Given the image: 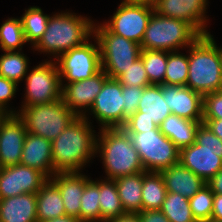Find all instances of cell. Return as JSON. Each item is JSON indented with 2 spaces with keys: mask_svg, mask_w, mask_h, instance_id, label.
<instances>
[{
  "mask_svg": "<svg viewBox=\"0 0 222 222\" xmlns=\"http://www.w3.org/2000/svg\"><path fill=\"white\" fill-rule=\"evenodd\" d=\"M88 114L77 117L52 141L54 173L82 172L96 157V135Z\"/></svg>",
  "mask_w": 222,
  "mask_h": 222,
  "instance_id": "6da1fadb",
  "label": "cell"
},
{
  "mask_svg": "<svg viewBox=\"0 0 222 222\" xmlns=\"http://www.w3.org/2000/svg\"><path fill=\"white\" fill-rule=\"evenodd\" d=\"M93 28L94 22L86 16L69 11L55 13L49 17L47 29L33 49L53 55L55 61L64 52L90 40Z\"/></svg>",
  "mask_w": 222,
  "mask_h": 222,
  "instance_id": "7a4b0ae2",
  "label": "cell"
},
{
  "mask_svg": "<svg viewBox=\"0 0 222 222\" xmlns=\"http://www.w3.org/2000/svg\"><path fill=\"white\" fill-rule=\"evenodd\" d=\"M188 48L186 86L202 96L222 91L220 47L213 35H200Z\"/></svg>",
  "mask_w": 222,
  "mask_h": 222,
  "instance_id": "3957f363",
  "label": "cell"
},
{
  "mask_svg": "<svg viewBox=\"0 0 222 222\" xmlns=\"http://www.w3.org/2000/svg\"><path fill=\"white\" fill-rule=\"evenodd\" d=\"M96 139V155L103 160L106 179L144 172L138 151L129 134L123 128L99 129Z\"/></svg>",
  "mask_w": 222,
  "mask_h": 222,
  "instance_id": "277c9868",
  "label": "cell"
},
{
  "mask_svg": "<svg viewBox=\"0 0 222 222\" xmlns=\"http://www.w3.org/2000/svg\"><path fill=\"white\" fill-rule=\"evenodd\" d=\"M179 163L205 182L222 169V140L200 123L195 143L179 150Z\"/></svg>",
  "mask_w": 222,
  "mask_h": 222,
  "instance_id": "5b68a950",
  "label": "cell"
},
{
  "mask_svg": "<svg viewBox=\"0 0 222 222\" xmlns=\"http://www.w3.org/2000/svg\"><path fill=\"white\" fill-rule=\"evenodd\" d=\"M200 34L186 21L165 17L154 12L151 15L141 50L179 51L187 48Z\"/></svg>",
  "mask_w": 222,
  "mask_h": 222,
  "instance_id": "8992f818",
  "label": "cell"
},
{
  "mask_svg": "<svg viewBox=\"0 0 222 222\" xmlns=\"http://www.w3.org/2000/svg\"><path fill=\"white\" fill-rule=\"evenodd\" d=\"M17 116L24 122L28 133L51 142L78 116L62 101L33 105L19 109Z\"/></svg>",
  "mask_w": 222,
  "mask_h": 222,
  "instance_id": "52a82bcc",
  "label": "cell"
},
{
  "mask_svg": "<svg viewBox=\"0 0 222 222\" xmlns=\"http://www.w3.org/2000/svg\"><path fill=\"white\" fill-rule=\"evenodd\" d=\"M92 38L97 39L102 70L109 78L118 79L125 69L140 58L139 44L111 33L103 24H94Z\"/></svg>",
  "mask_w": 222,
  "mask_h": 222,
  "instance_id": "ba28073f",
  "label": "cell"
},
{
  "mask_svg": "<svg viewBox=\"0 0 222 222\" xmlns=\"http://www.w3.org/2000/svg\"><path fill=\"white\" fill-rule=\"evenodd\" d=\"M128 134L146 172H160L179 163V149L160 130Z\"/></svg>",
  "mask_w": 222,
  "mask_h": 222,
  "instance_id": "9c48e42d",
  "label": "cell"
},
{
  "mask_svg": "<svg viewBox=\"0 0 222 222\" xmlns=\"http://www.w3.org/2000/svg\"><path fill=\"white\" fill-rule=\"evenodd\" d=\"M95 42L93 44L87 40L82 45L64 52L56 59L61 84L65 79V83H72L91 78L102 70L97 39Z\"/></svg>",
  "mask_w": 222,
  "mask_h": 222,
  "instance_id": "30bf717a",
  "label": "cell"
},
{
  "mask_svg": "<svg viewBox=\"0 0 222 222\" xmlns=\"http://www.w3.org/2000/svg\"><path fill=\"white\" fill-rule=\"evenodd\" d=\"M26 74L25 99L20 108L51 103L61 99V78L56 62L48 60Z\"/></svg>",
  "mask_w": 222,
  "mask_h": 222,
  "instance_id": "8fae6325",
  "label": "cell"
},
{
  "mask_svg": "<svg viewBox=\"0 0 222 222\" xmlns=\"http://www.w3.org/2000/svg\"><path fill=\"white\" fill-rule=\"evenodd\" d=\"M153 13V5L122 1L111 20L102 24L111 33L125 37L140 45Z\"/></svg>",
  "mask_w": 222,
  "mask_h": 222,
  "instance_id": "7c38bea8",
  "label": "cell"
},
{
  "mask_svg": "<svg viewBox=\"0 0 222 222\" xmlns=\"http://www.w3.org/2000/svg\"><path fill=\"white\" fill-rule=\"evenodd\" d=\"M124 100L122 85L117 79L108 78L95 98L88 113L98 120L101 129L124 126Z\"/></svg>",
  "mask_w": 222,
  "mask_h": 222,
  "instance_id": "4fadbf2b",
  "label": "cell"
},
{
  "mask_svg": "<svg viewBox=\"0 0 222 222\" xmlns=\"http://www.w3.org/2000/svg\"><path fill=\"white\" fill-rule=\"evenodd\" d=\"M48 178L39 170L21 163L0 168V199L37 193Z\"/></svg>",
  "mask_w": 222,
  "mask_h": 222,
  "instance_id": "5bb4252c",
  "label": "cell"
},
{
  "mask_svg": "<svg viewBox=\"0 0 222 222\" xmlns=\"http://www.w3.org/2000/svg\"><path fill=\"white\" fill-rule=\"evenodd\" d=\"M108 78L105 71L101 70L91 78L61 84V99L78 117H83L90 110L96 96Z\"/></svg>",
  "mask_w": 222,
  "mask_h": 222,
  "instance_id": "9a60e30c",
  "label": "cell"
},
{
  "mask_svg": "<svg viewBox=\"0 0 222 222\" xmlns=\"http://www.w3.org/2000/svg\"><path fill=\"white\" fill-rule=\"evenodd\" d=\"M208 0H156L154 12L189 23L200 35H208L206 9Z\"/></svg>",
  "mask_w": 222,
  "mask_h": 222,
  "instance_id": "2e32d148",
  "label": "cell"
},
{
  "mask_svg": "<svg viewBox=\"0 0 222 222\" xmlns=\"http://www.w3.org/2000/svg\"><path fill=\"white\" fill-rule=\"evenodd\" d=\"M27 130L17 115L0 121V168L20 163Z\"/></svg>",
  "mask_w": 222,
  "mask_h": 222,
  "instance_id": "e0dca14e",
  "label": "cell"
},
{
  "mask_svg": "<svg viewBox=\"0 0 222 222\" xmlns=\"http://www.w3.org/2000/svg\"><path fill=\"white\" fill-rule=\"evenodd\" d=\"M164 102L172 114L193 121H203V96L187 86L162 84Z\"/></svg>",
  "mask_w": 222,
  "mask_h": 222,
  "instance_id": "ac0fdd59",
  "label": "cell"
},
{
  "mask_svg": "<svg viewBox=\"0 0 222 222\" xmlns=\"http://www.w3.org/2000/svg\"><path fill=\"white\" fill-rule=\"evenodd\" d=\"M20 163L39 170L50 179L55 174L52 159V142L27 132Z\"/></svg>",
  "mask_w": 222,
  "mask_h": 222,
  "instance_id": "d6986e66",
  "label": "cell"
},
{
  "mask_svg": "<svg viewBox=\"0 0 222 222\" xmlns=\"http://www.w3.org/2000/svg\"><path fill=\"white\" fill-rule=\"evenodd\" d=\"M50 180L58 187L65 214L80 220L81 197L90 177L81 172L55 173Z\"/></svg>",
  "mask_w": 222,
  "mask_h": 222,
  "instance_id": "ffe728a7",
  "label": "cell"
},
{
  "mask_svg": "<svg viewBox=\"0 0 222 222\" xmlns=\"http://www.w3.org/2000/svg\"><path fill=\"white\" fill-rule=\"evenodd\" d=\"M167 192L178 193L185 198L193 197L206 182L180 163L160 171Z\"/></svg>",
  "mask_w": 222,
  "mask_h": 222,
  "instance_id": "44dd1931",
  "label": "cell"
},
{
  "mask_svg": "<svg viewBox=\"0 0 222 222\" xmlns=\"http://www.w3.org/2000/svg\"><path fill=\"white\" fill-rule=\"evenodd\" d=\"M36 193L0 199V222H37Z\"/></svg>",
  "mask_w": 222,
  "mask_h": 222,
  "instance_id": "7402d4cb",
  "label": "cell"
},
{
  "mask_svg": "<svg viewBox=\"0 0 222 222\" xmlns=\"http://www.w3.org/2000/svg\"><path fill=\"white\" fill-rule=\"evenodd\" d=\"M203 121H193L170 114L159 126L160 131L180 150L195 143L197 129Z\"/></svg>",
  "mask_w": 222,
  "mask_h": 222,
  "instance_id": "603a6c76",
  "label": "cell"
},
{
  "mask_svg": "<svg viewBox=\"0 0 222 222\" xmlns=\"http://www.w3.org/2000/svg\"><path fill=\"white\" fill-rule=\"evenodd\" d=\"M125 213L138 214L142 211L143 172L114 179Z\"/></svg>",
  "mask_w": 222,
  "mask_h": 222,
  "instance_id": "cb8c5ba5",
  "label": "cell"
},
{
  "mask_svg": "<svg viewBox=\"0 0 222 222\" xmlns=\"http://www.w3.org/2000/svg\"><path fill=\"white\" fill-rule=\"evenodd\" d=\"M37 222L66 215L58 187L48 179L36 193Z\"/></svg>",
  "mask_w": 222,
  "mask_h": 222,
  "instance_id": "d4e9b609",
  "label": "cell"
},
{
  "mask_svg": "<svg viewBox=\"0 0 222 222\" xmlns=\"http://www.w3.org/2000/svg\"><path fill=\"white\" fill-rule=\"evenodd\" d=\"M137 111L159 127L172 114L162 95V85H150L143 89Z\"/></svg>",
  "mask_w": 222,
  "mask_h": 222,
  "instance_id": "484cf974",
  "label": "cell"
},
{
  "mask_svg": "<svg viewBox=\"0 0 222 222\" xmlns=\"http://www.w3.org/2000/svg\"><path fill=\"white\" fill-rule=\"evenodd\" d=\"M167 189L160 172H143L142 210H160Z\"/></svg>",
  "mask_w": 222,
  "mask_h": 222,
  "instance_id": "4316f807",
  "label": "cell"
},
{
  "mask_svg": "<svg viewBox=\"0 0 222 222\" xmlns=\"http://www.w3.org/2000/svg\"><path fill=\"white\" fill-rule=\"evenodd\" d=\"M99 204L101 222H107L125 213L114 180H99Z\"/></svg>",
  "mask_w": 222,
  "mask_h": 222,
  "instance_id": "83f0119b",
  "label": "cell"
},
{
  "mask_svg": "<svg viewBox=\"0 0 222 222\" xmlns=\"http://www.w3.org/2000/svg\"><path fill=\"white\" fill-rule=\"evenodd\" d=\"M50 15L44 14L37 6L25 9V13L20 17L23 26L26 43L29 42L34 47L47 29Z\"/></svg>",
  "mask_w": 222,
  "mask_h": 222,
  "instance_id": "f1b7e54d",
  "label": "cell"
},
{
  "mask_svg": "<svg viewBox=\"0 0 222 222\" xmlns=\"http://www.w3.org/2000/svg\"><path fill=\"white\" fill-rule=\"evenodd\" d=\"M28 61L29 58L21 51H4L0 55V76L18 85L29 71Z\"/></svg>",
  "mask_w": 222,
  "mask_h": 222,
  "instance_id": "f546056e",
  "label": "cell"
},
{
  "mask_svg": "<svg viewBox=\"0 0 222 222\" xmlns=\"http://www.w3.org/2000/svg\"><path fill=\"white\" fill-rule=\"evenodd\" d=\"M80 221L101 222L99 204V180L90 179L83 190L81 197Z\"/></svg>",
  "mask_w": 222,
  "mask_h": 222,
  "instance_id": "4dcf8cb0",
  "label": "cell"
},
{
  "mask_svg": "<svg viewBox=\"0 0 222 222\" xmlns=\"http://www.w3.org/2000/svg\"><path fill=\"white\" fill-rule=\"evenodd\" d=\"M170 222H197L191 212L189 199L167 192L160 209Z\"/></svg>",
  "mask_w": 222,
  "mask_h": 222,
  "instance_id": "1f68e13d",
  "label": "cell"
},
{
  "mask_svg": "<svg viewBox=\"0 0 222 222\" xmlns=\"http://www.w3.org/2000/svg\"><path fill=\"white\" fill-rule=\"evenodd\" d=\"M140 58L147 72L150 85L164 84L167 66V51L141 50Z\"/></svg>",
  "mask_w": 222,
  "mask_h": 222,
  "instance_id": "d6a6232c",
  "label": "cell"
},
{
  "mask_svg": "<svg viewBox=\"0 0 222 222\" xmlns=\"http://www.w3.org/2000/svg\"><path fill=\"white\" fill-rule=\"evenodd\" d=\"M26 43L21 18H8L0 26V48L3 51H22Z\"/></svg>",
  "mask_w": 222,
  "mask_h": 222,
  "instance_id": "836d02e7",
  "label": "cell"
},
{
  "mask_svg": "<svg viewBox=\"0 0 222 222\" xmlns=\"http://www.w3.org/2000/svg\"><path fill=\"white\" fill-rule=\"evenodd\" d=\"M188 78V55L178 51L167 52L164 84L186 86Z\"/></svg>",
  "mask_w": 222,
  "mask_h": 222,
  "instance_id": "e575fe53",
  "label": "cell"
},
{
  "mask_svg": "<svg viewBox=\"0 0 222 222\" xmlns=\"http://www.w3.org/2000/svg\"><path fill=\"white\" fill-rule=\"evenodd\" d=\"M214 193L205 184L193 197L189 198L190 208L194 219L202 222L211 219Z\"/></svg>",
  "mask_w": 222,
  "mask_h": 222,
  "instance_id": "d590c367",
  "label": "cell"
},
{
  "mask_svg": "<svg viewBox=\"0 0 222 222\" xmlns=\"http://www.w3.org/2000/svg\"><path fill=\"white\" fill-rule=\"evenodd\" d=\"M122 86L148 87L150 86L147 72L144 69L143 61L138 58L125 72L117 79Z\"/></svg>",
  "mask_w": 222,
  "mask_h": 222,
  "instance_id": "8d00e7d4",
  "label": "cell"
},
{
  "mask_svg": "<svg viewBox=\"0 0 222 222\" xmlns=\"http://www.w3.org/2000/svg\"><path fill=\"white\" fill-rule=\"evenodd\" d=\"M143 89L144 87L122 86L124 100V124L126 123V120L137 111L140 99L143 95Z\"/></svg>",
  "mask_w": 222,
  "mask_h": 222,
  "instance_id": "74e56055",
  "label": "cell"
},
{
  "mask_svg": "<svg viewBox=\"0 0 222 222\" xmlns=\"http://www.w3.org/2000/svg\"><path fill=\"white\" fill-rule=\"evenodd\" d=\"M203 119H222V91L203 96Z\"/></svg>",
  "mask_w": 222,
  "mask_h": 222,
  "instance_id": "f35d334b",
  "label": "cell"
},
{
  "mask_svg": "<svg viewBox=\"0 0 222 222\" xmlns=\"http://www.w3.org/2000/svg\"><path fill=\"white\" fill-rule=\"evenodd\" d=\"M17 86L15 82L0 76V110L6 115L18 114V110L7 108L9 107L7 103L16 95L18 90Z\"/></svg>",
  "mask_w": 222,
  "mask_h": 222,
  "instance_id": "ab89813d",
  "label": "cell"
},
{
  "mask_svg": "<svg viewBox=\"0 0 222 222\" xmlns=\"http://www.w3.org/2000/svg\"><path fill=\"white\" fill-rule=\"evenodd\" d=\"M127 133H141L149 130H160L159 127L148 117L141 116V112L136 111L130 116L122 127Z\"/></svg>",
  "mask_w": 222,
  "mask_h": 222,
  "instance_id": "60d3db41",
  "label": "cell"
},
{
  "mask_svg": "<svg viewBox=\"0 0 222 222\" xmlns=\"http://www.w3.org/2000/svg\"><path fill=\"white\" fill-rule=\"evenodd\" d=\"M138 215L141 222H170L161 210H142Z\"/></svg>",
  "mask_w": 222,
  "mask_h": 222,
  "instance_id": "b9f144b4",
  "label": "cell"
},
{
  "mask_svg": "<svg viewBox=\"0 0 222 222\" xmlns=\"http://www.w3.org/2000/svg\"><path fill=\"white\" fill-rule=\"evenodd\" d=\"M206 184L214 194H222V169L207 181Z\"/></svg>",
  "mask_w": 222,
  "mask_h": 222,
  "instance_id": "7bdbcfd3",
  "label": "cell"
},
{
  "mask_svg": "<svg viewBox=\"0 0 222 222\" xmlns=\"http://www.w3.org/2000/svg\"><path fill=\"white\" fill-rule=\"evenodd\" d=\"M211 219L222 221V194H214Z\"/></svg>",
  "mask_w": 222,
  "mask_h": 222,
  "instance_id": "ee69618b",
  "label": "cell"
},
{
  "mask_svg": "<svg viewBox=\"0 0 222 222\" xmlns=\"http://www.w3.org/2000/svg\"><path fill=\"white\" fill-rule=\"evenodd\" d=\"M203 123L222 140V119H203Z\"/></svg>",
  "mask_w": 222,
  "mask_h": 222,
  "instance_id": "f6af8a7d",
  "label": "cell"
},
{
  "mask_svg": "<svg viewBox=\"0 0 222 222\" xmlns=\"http://www.w3.org/2000/svg\"><path fill=\"white\" fill-rule=\"evenodd\" d=\"M107 222H141L138 214L126 213Z\"/></svg>",
  "mask_w": 222,
  "mask_h": 222,
  "instance_id": "bcb514c9",
  "label": "cell"
},
{
  "mask_svg": "<svg viewBox=\"0 0 222 222\" xmlns=\"http://www.w3.org/2000/svg\"><path fill=\"white\" fill-rule=\"evenodd\" d=\"M44 222H81L77 217L64 215L53 219L46 220Z\"/></svg>",
  "mask_w": 222,
  "mask_h": 222,
  "instance_id": "7dc6e473",
  "label": "cell"
},
{
  "mask_svg": "<svg viewBox=\"0 0 222 222\" xmlns=\"http://www.w3.org/2000/svg\"><path fill=\"white\" fill-rule=\"evenodd\" d=\"M122 1L130 3H146L150 5H153L156 2V0H122Z\"/></svg>",
  "mask_w": 222,
  "mask_h": 222,
  "instance_id": "c3c4849f",
  "label": "cell"
},
{
  "mask_svg": "<svg viewBox=\"0 0 222 222\" xmlns=\"http://www.w3.org/2000/svg\"><path fill=\"white\" fill-rule=\"evenodd\" d=\"M220 62H221V73H222V48L220 46Z\"/></svg>",
  "mask_w": 222,
  "mask_h": 222,
  "instance_id": "681fc988",
  "label": "cell"
},
{
  "mask_svg": "<svg viewBox=\"0 0 222 222\" xmlns=\"http://www.w3.org/2000/svg\"><path fill=\"white\" fill-rule=\"evenodd\" d=\"M6 116L5 113H3L1 110H0V121Z\"/></svg>",
  "mask_w": 222,
  "mask_h": 222,
  "instance_id": "f907efd6",
  "label": "cell"
},
{
  "mask_svg": "<svg viewBox=\"0 0 222 222\" xmlns=\"http://www.w3.org/2000/svg\"><path fill=\"white\" fill-rule=\"evenodd\" d=\"M202 222H222V221H217V220L209 219V220L202 221Z\"/></svg>",
  "mask_w": 222,
  "mask_h": 222,
  "instance_id": "816d5d0a",
  "label": "cell"
}]
</instances>
